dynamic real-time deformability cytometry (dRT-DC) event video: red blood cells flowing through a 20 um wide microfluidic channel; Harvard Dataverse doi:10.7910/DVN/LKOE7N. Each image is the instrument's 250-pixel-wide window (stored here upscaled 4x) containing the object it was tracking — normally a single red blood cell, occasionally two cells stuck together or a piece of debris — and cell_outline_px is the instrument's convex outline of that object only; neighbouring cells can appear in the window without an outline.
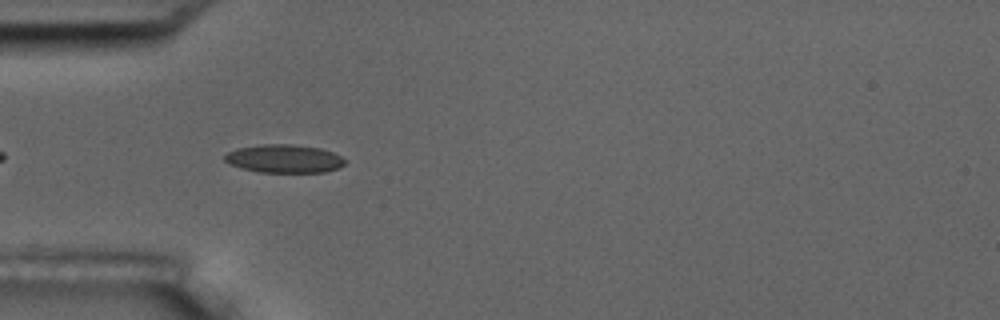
{"species": "common noctule bat (a hibernating species)", "species_latin": "Nyctalus noctula", "temperature_condition": "room temperature", "stored_images_in_passage": 8, "camera_frame_rate_fps": 3000, "um_per_image_px": 0.085, "animal": {"sex": "male", "body_mass_g": 17.5, "forearm_length_mm": 52.3}, "frame": {"image": 1, "passage_image": 5, "time_ms": 4.333, "image_size_px": [1000, 320], "cell_outline_px": [[344, 164], [340, 168], [324, 172], [260, 172], [228, 164], [224, 160], [224, 156], [228, 152], [236, 148], [264, 144], [292, 144], [320, 148], [332, 152], [340, 156], [344, 160]], "centroid_in_image_um": [24.14, 13.48], "position_along_channel_um": 60.9, "area_um2": 19.71}}
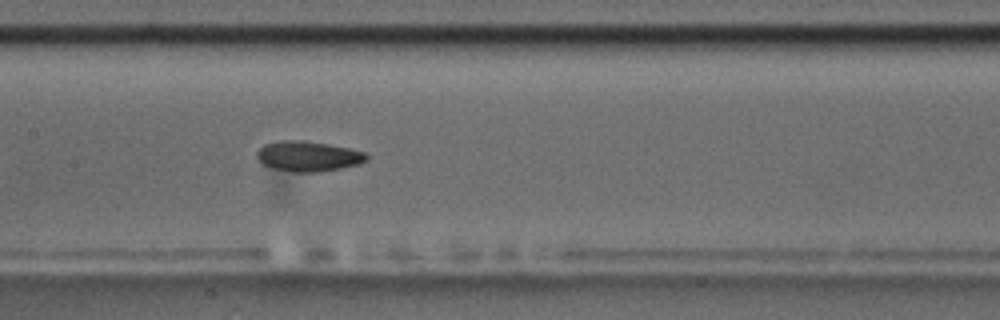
{"frame": {"image": 2, "passage_image": 8, "time_ms": 7.667, "image_size_px": [1000, 320], "cell_outline_px": [[368, 160], [360, 164], [320, 172], [292, 172], [272, 168], [260, 164], [256, 156], [256, 152], [264, 144], [280, 140], [300, 140], [348, 148], [364, 152], [368, 156]], "centroid_in_image_um": [26.15, 13.29], "position_along_channel_um": 181.3, "area_um2": 19.36}}